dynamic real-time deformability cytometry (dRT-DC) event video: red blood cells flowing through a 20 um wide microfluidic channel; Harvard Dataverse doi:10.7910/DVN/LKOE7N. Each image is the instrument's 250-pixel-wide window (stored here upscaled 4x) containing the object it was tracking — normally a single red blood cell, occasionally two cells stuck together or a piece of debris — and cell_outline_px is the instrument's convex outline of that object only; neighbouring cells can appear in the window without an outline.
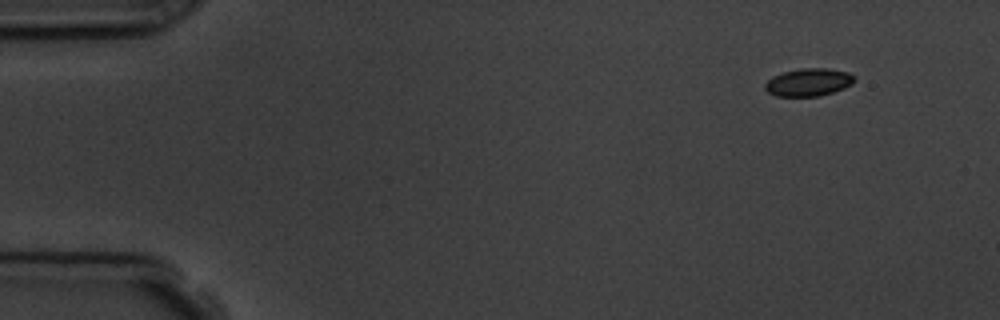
{"species": "common noctule bat (a hibernating species)", "species_latin": "Nyctalus noctula", "temperature_condition": "room temperature", "stored_images_in_passage": 5, "camera_frame_rate_fps": 3000, "um_per_image_px": 0.085, "animal": {"sex": "male", "body_mass_g": 19.5, "forearm_length_mm": 54.6}, "frame": {"image": 1, "passage_image": 1, "time_ms": 0.0, "image_size_px": [1000, 320], "cell_outline_px": [[856, 80], [852, 84], [844, 88], [820, 96], [776, 96], [768, 92], [764, 88], [764, 84], [772, 76], [784, 72], [804, 68], [828, 68], [848, 72], [856, 76]], "centroid_in_image_um": [68.75, 6.99], "position_along_channel_um": 16.3, "area_um2": 14.51}}
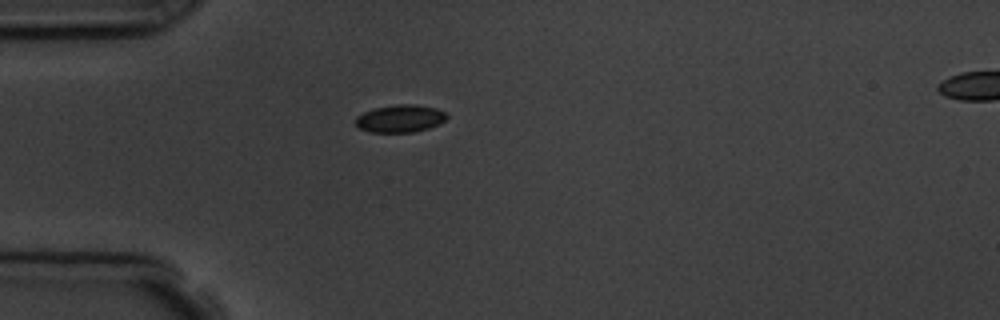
{"frame": {"image": 2, "passage_image": 4, "time_ms": 3.333, "image_size_px": [1000, 320], "cell_outline_px": [[448, 116], [440, 124], [428, 128], [412, 132], [368, 132], [360, 128], [356, 124], [356, 116], [364, 112], [376, 108], [396, 104], [416, 104], [436, 108], [444, 112]], "centroid_in_image_um": [34.02, 10.07], "position_along_channel_um": 51.0, "area_um2": 14.57}}